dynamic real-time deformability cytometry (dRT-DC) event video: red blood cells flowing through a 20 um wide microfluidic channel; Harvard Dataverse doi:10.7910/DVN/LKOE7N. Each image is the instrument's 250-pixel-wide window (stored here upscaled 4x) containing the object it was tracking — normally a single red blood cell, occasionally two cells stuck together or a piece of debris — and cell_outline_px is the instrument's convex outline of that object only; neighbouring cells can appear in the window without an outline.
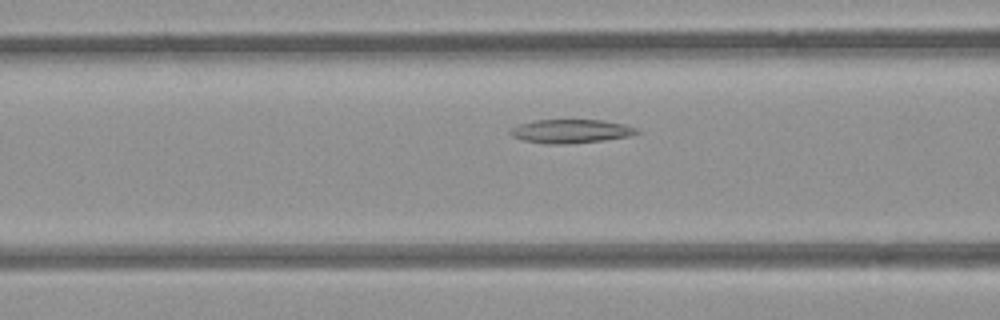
{"species": "common noctule bat (a hibernating species)", "species_latin": "Nyctalus noctula", "temperature_condition": "room temperature", "stored_images_in_passage": 33, "segment_of_instrument_passage": [1, 2], "camera_frame_rate_fps": 3000, "um_per_image_px": 0.085, "animal": {"sex": "female", "body_mass_g": 21.9}, "frame": {"image": 1, "passage_image": 11, "time_ms": 3.333, "image_size_px": [1000, 320], "cell_outline_px": [[640, 132], [632, 136], [600, 140], [556, 144], [544, 144], [524, 140], [512, 136], [508, 132], [508, 128], [520, 124], [536, 120], [600, 120], [624, 124], [636, 128]], "centroid_in_image_um": [48.48, 11.14], "position_along_channel_um": 118.1, "area_um2": 17.28}}
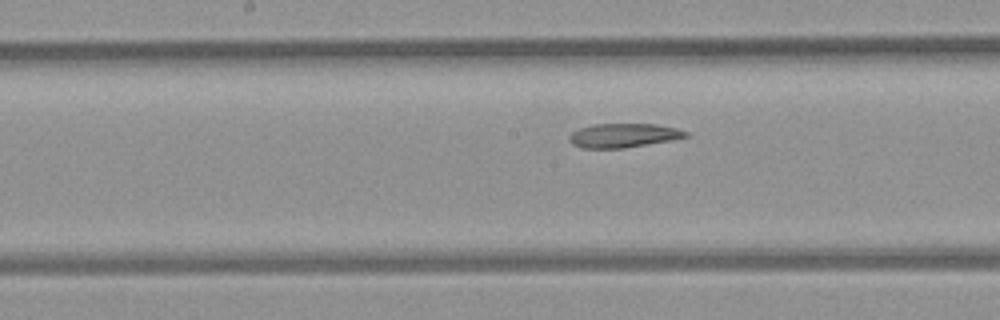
{"frame": {"image": 2, "passage_image": 17, "time_ms": 5.333, "image_size_px": [1000, 320], "cell_outline_px": [[688, 136], [668, 140], [624, 148], [580, 148], [572, 144], [568, 140], [568, 136], [572, 132], [580, 128], [592, 124], [652, 124], [676, 128], [688, 132]], "centroid_in_image_um": [52.91, 11.51], "position_along_channel_um": 195.3, "area_um2": 16.13}}
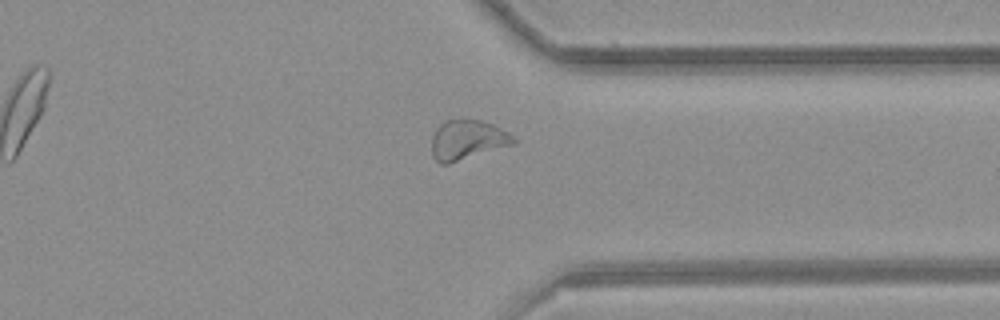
{"frame": {"image": 3, "passage_image": 31, "time_ms": 10.0, "image_size_px": [1000, 320], "cell_outline_px": [[516, 144], [448, 164], [440, 164], [432, 156], [432, 136], [436, 128], [444, 120], [464, 116], [480, 120], [492, 124], [508, 132], [516, 140]], "centroid_in_image_um": [39.71, 11.85], "position_along_channel_um": 371.7, "area_um2": 19.48}}